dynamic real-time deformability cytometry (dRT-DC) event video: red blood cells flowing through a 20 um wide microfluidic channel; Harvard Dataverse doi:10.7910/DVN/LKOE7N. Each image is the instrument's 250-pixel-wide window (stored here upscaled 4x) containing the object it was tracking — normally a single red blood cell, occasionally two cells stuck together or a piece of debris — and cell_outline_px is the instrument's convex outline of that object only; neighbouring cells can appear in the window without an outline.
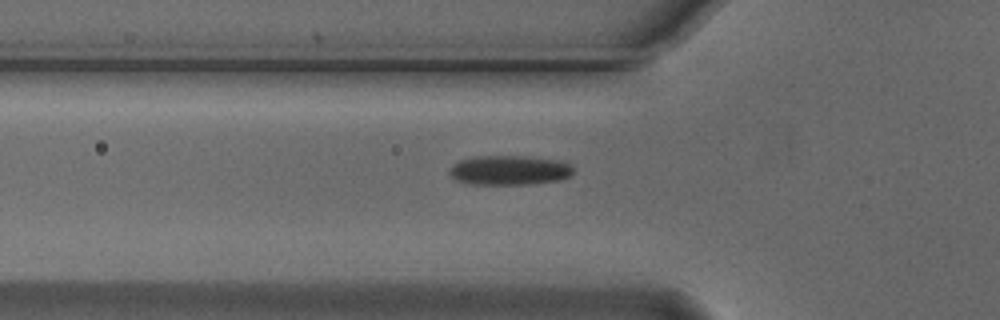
{"species": "Egyptian fruit bat (a non-hibernating species)", "species_latin": "Rousettus aegyptiacus", "temperature_condition": "cold", "stored_images_in_passage": 40, "camera_frame_rate_fps": 3000, "um_per_image_px": 0.085, "animal": {"sex": "male"}, "frame": {"image": 1, "passage_image": 4, "time_ms": 1.0, "image_size_px": [1000, 320], "cell_outline_px": [[572, 172], [568, 176], [560, 180], [532, 184], [472, 184], [456, 180], [448, 172], [452, 164], [460, 160], [476, 156], [520, 156], [556, 160], [572, 164]], "centroid_in_image_um": [43.27, 14.47], "position_along_channel_um": 82.5, "area_um2": 21.21}}
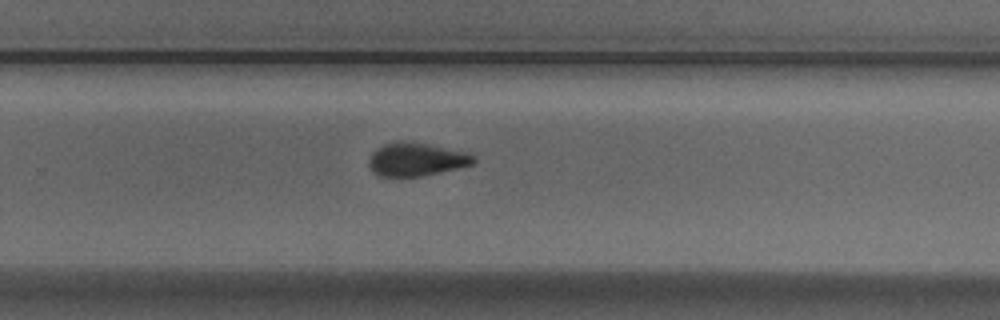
{"frame": {"image": 2, "passage_image": 21, "time_ms": 6.667, "image_size_px": [1000, 320], "cell_outline_px": [[476, 160], [472, 164], [424, 176], [380, 176], [372, 172], [368, 164], [368, 160], [372, 152], [376, 148], [384, 144], [396, 140], [428, 144], [468, 152], [476, 156]], "centroid_in_image_um": [35.36, 13.54], "position_along_channel_um": 294.4, "area_um2": 20.4}}
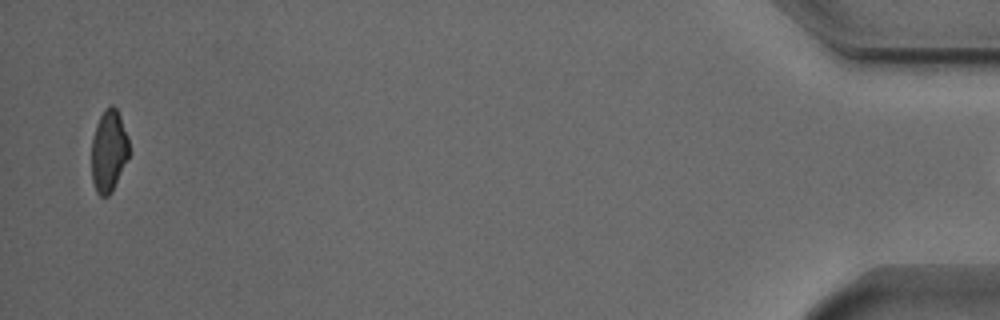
{"frame": {"image": 3, "passage_image": 39, "time_ms": 12.667, "image_size_px": [1000, 320], "cell_outline_px": [[128, 156], [112, 192], [108, 196], [100, 196], [96, 192], [92, 180], [92, 136], [96, 124], [104, 108], [112, 104], [116, 108], [120, 116], [128, 136]], "centroid_in_image_um": [9.23, 12.81], "position_along_channel_um": 426.0, "area_um2": 17.86}}